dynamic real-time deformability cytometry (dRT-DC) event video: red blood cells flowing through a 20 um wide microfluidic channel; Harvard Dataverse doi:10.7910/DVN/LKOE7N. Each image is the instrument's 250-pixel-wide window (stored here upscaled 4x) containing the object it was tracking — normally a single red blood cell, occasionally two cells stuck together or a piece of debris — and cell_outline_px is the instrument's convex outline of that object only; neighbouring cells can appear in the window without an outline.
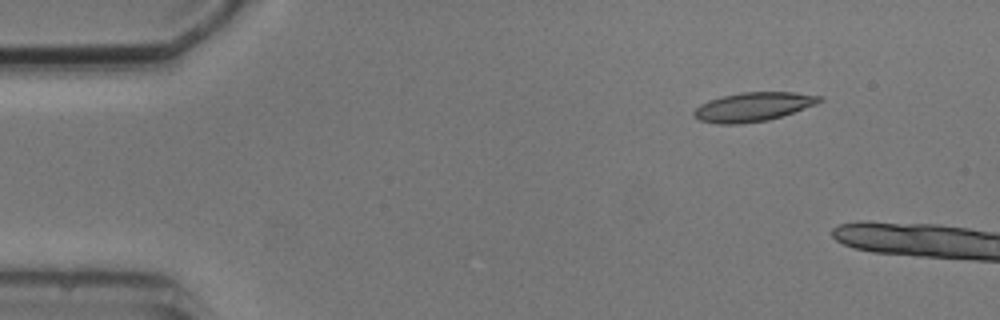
{"species": "common noctule bat (a hibernating species)", "species_latin": "Nyctalus noctula", "temperature_condition": "cold", "stored_images_in_passage": 3, "camera_frame_rate_fps": 3000, "um_per_image_px": 0.085, "animal": {"sex": "male", "body_mass_g": 20.5, "forearm_length_mm": 52.5}, "frame": {"image": 1, "passage_image": 1, "time_ms": 0.0, "image_size_px": [1000, 320], "cell_outline_px": [[824, 100], [816, 104], [768, 120], [740, 124], [716, 124], [700, 120], [692, 112], [700, 104], [708, 100], [724, 96], [744, 92], [796, 92], [824, 96]], "centroid_in_image_um": [64.03, 9.07], "position_along_channel_um": 21.0, "area_um2": 21.1}}